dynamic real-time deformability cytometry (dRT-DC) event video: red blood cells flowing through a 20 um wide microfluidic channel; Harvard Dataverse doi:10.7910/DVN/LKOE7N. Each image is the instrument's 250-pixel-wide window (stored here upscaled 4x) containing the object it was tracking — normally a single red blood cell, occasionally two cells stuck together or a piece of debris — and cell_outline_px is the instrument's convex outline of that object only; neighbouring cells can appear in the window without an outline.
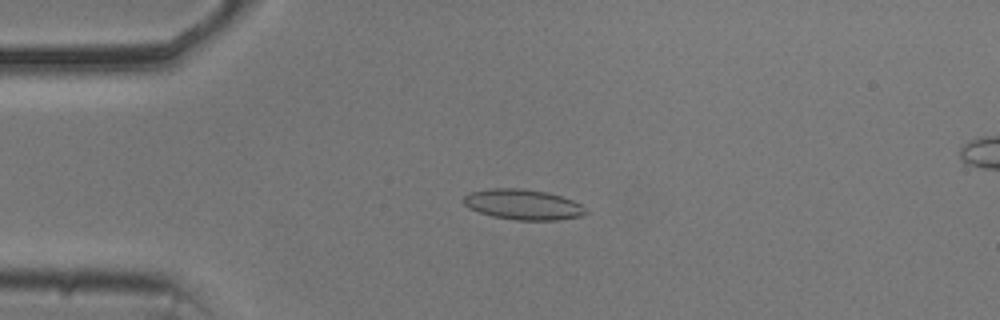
{"species": "common noctule bat (a hibernating species)", "species_latin": "Nyctalus noctula", "temperature_condition": "cold", "stored_images_in_passage": 54, "camera_frame_rate_fps": 3000, "um_per_image_px": 0.085, "animal": {"sex": "male", "body_mass_g": 20.5, "forearm_length_mm": 52.5}, "frame": {"image": 1, "passage_image": 13, "time_ms": 4.0, "image_size_px": [1000, 320], "cell_outline_px": [[588, 212], [580, 216], [556, 220], [516, 220], [492, 216], [468, 208], [460, 200], [468, 192], [488, 188], [524, 188], [548, 192], [572, 200], [580, 204]], "centroid_in_image_um": [44.39, 17.37], "position_along_channel_um": 40.6, "area_um2": 21.79}}
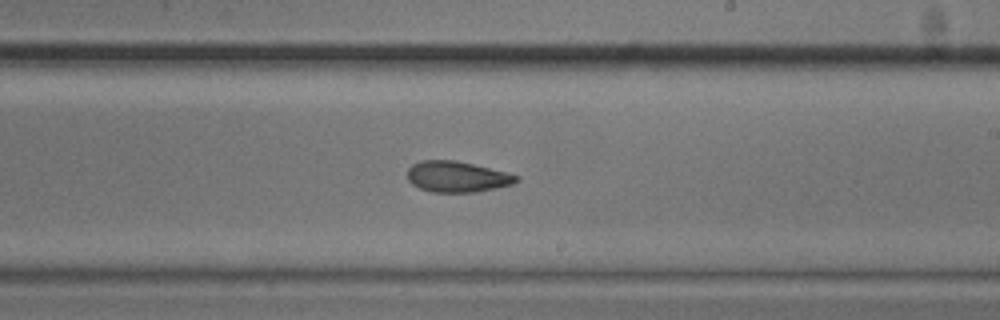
{"frame": {"image": 2, "passage_image": 32, "time_ms": 10.333, "image_size_px": [1000, 320], "cell_outline_px": [[520, 180], [512, 184], [496, 188], [476, 192], [432, 192], [420, 188], [412, 184], [408, 180], [408, 168], [412, 164], [420, 160], [456, 160], [520, 176]], "centroid_in_image_um": [38.83, 15.02], "position_along_channel_um": 250.2, "area_um2": 19.54}}
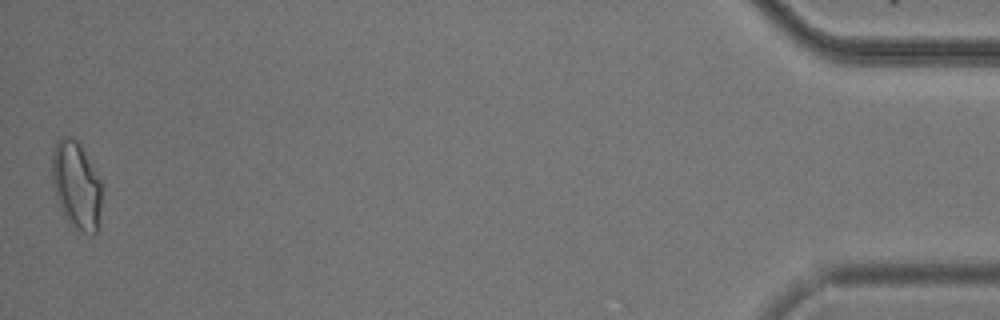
{"frame": {"image": 3, "passage_image": 54, "time_ms": 17.667, "image_size_px": [1000, 320], "cell_outline_px": [[100, 208], [96, 232], [92, 236], [68, 224], [60, 208], [56, 196], [52, 180], [52, 152], [56, 140], [60, 136], [72, 136], [80, 144], [100, 176]], "centroid_in_image_um": [6.47, 15.71], "position_along_channel_um": 428.7, "area_um2": 25.55}, "authors_computed_cell_mechanics": {"area_um2": 20.5479, "velocity_mm_per_s": 3.7, "shape_relaxation_time_tau1_ms": null, "shape_relaxation_time_tau2_ms": 2.5104, "deformation_change_tau1": null, "deformation_change_tau2": 0.0833}}